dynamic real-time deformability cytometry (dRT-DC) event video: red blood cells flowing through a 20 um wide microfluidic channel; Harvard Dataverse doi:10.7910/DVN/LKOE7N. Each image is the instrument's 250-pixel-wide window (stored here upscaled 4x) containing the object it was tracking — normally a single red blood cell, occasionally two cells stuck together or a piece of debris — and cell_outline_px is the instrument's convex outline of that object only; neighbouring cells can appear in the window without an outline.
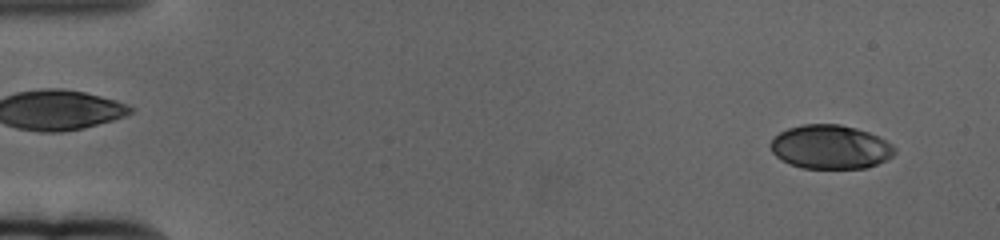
{"species": "human", "species_latin": "Homo sapiens", "temperature_condition": "cold", "stored_images_in_passage": 61, "camera_frame_rate_fps": 3000, "um_per_image_px": 0.085, "donor": {"sex": "female"}, "frame": {"image": 1, "passage_image": 4, "time_ms": 1.0, "image_size_px": [1000, 240], "cell_outline_px": [[896, 152], [892, 156], [876, 164], [864, 168], [804, 168], [780, 160], [772, 152], [768, 144], [780, 132], [788, 128], [804, 124], [840, 124], [856, 128], [868, 132], [892, 144], [896, 148]], "centroid_in_image_um": [70.56, 12.49], "position_along_channel_um": 14.4, "area_um2": 31.62}}
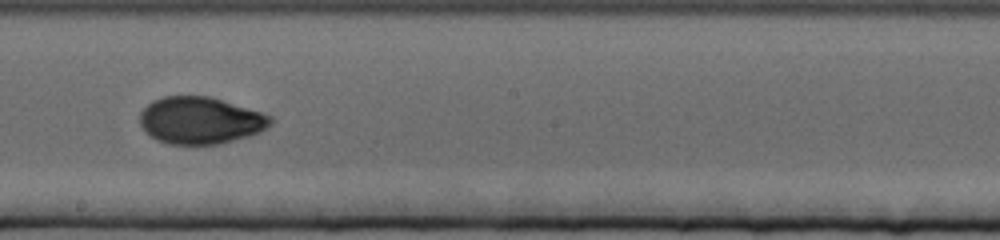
{"frame": {"image": 2, "passage_image": 35, "time_ms": 11.333, "image_size_px": [1000, 240], "cell_outline_px": [[272, 124], [268, 128], [260, 132], [248, 136], [220, 144], [168, 144], [156, 140], [140, 124], [140, 112], [152, 100], [164, 96], [208, 96], [260, 112], [272, 116]], "centroid_in_image_um": [17.03, 10.24], "position_along_channel_um": 231.2, "area_um2": 35.6}}
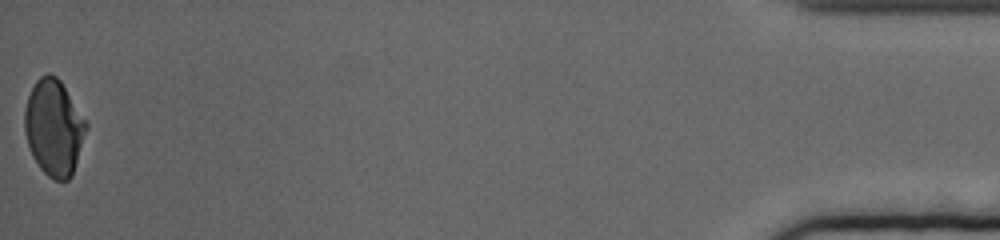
{"frame": {"image": 3, "passage_image": 61, "time_ms": 20.0, "image_size_px": [1000, 240], "cell_outline_px": [[88, 128], [72, 176], [68, 180], [52, 180], [40, 168], [32, 156], [24, 132], [24, 108], [28, 96], [36, 80], [40, 76], [48, 72], [56, 76], [60, 80], [88, 120]], "centroid_in_image_um": [4.6, 10.83], "position_along_channel_um": 430.6, "area_um2": 34.97}, "authors_computed_cell_mechanics": {"area_um2": 34.8534, "velocity_mm_per_s": 3.3283, "shape_relaxation_time_tau1_ms": 4.8453, "shape_relaxation_time_tau2_ms": 1.5423, "deformation_change_tau1": 0.1536, "deformation_change_tau2": 0.0462}}